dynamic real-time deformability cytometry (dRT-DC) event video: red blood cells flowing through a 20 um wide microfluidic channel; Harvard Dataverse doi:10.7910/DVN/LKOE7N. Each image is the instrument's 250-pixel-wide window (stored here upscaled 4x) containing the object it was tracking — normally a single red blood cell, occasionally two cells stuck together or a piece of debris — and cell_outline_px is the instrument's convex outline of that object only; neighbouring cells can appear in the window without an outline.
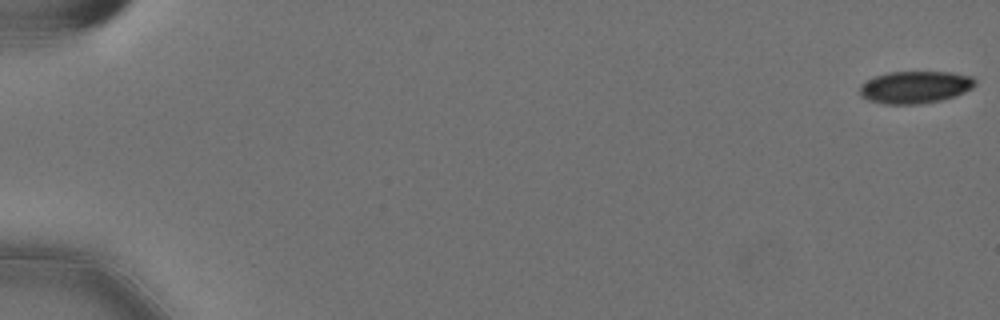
{"species": "Egyptian fruit bat (a non-hibernating species)", "species_latin": "Rousettus aegyptiacus", "temperature_condition": "cold", "stored_images_in_passage": 58, "camera_frame_rate_fps": 3000, "um_per_image_px": 0.085, "animal": {"sex": "female"}, "frame": {"image": 1, "passage_image": 1, "time_ms": 0.0, "image_size_px": [1000, 320], "cell_outline_px": [[976, 84], [972, 88], [956, 96], [940, 100], [920, 104], [884, 104], [868, 100], [860, 96], [860, 84], [876, 76], [888, 72], [948, 72], [972, 76], [976, 80]], "centroid_in_image_um": [77.79, 7.41], "position_along_channel_um": 7.2, "area_um2": 21.73}}
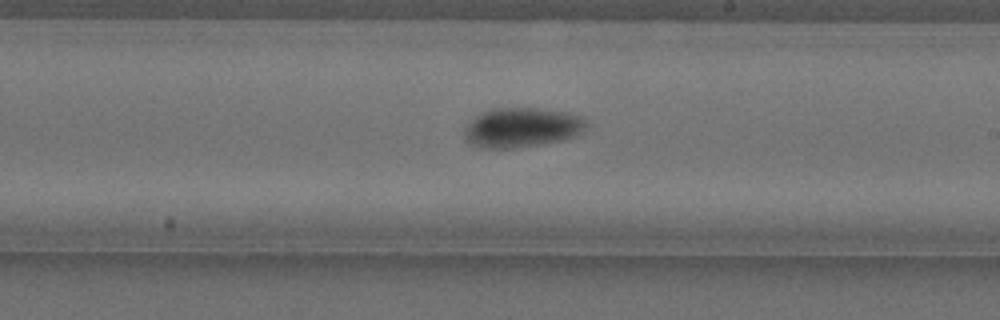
{"frame": {"image": 2, "passage_image": 35, "time_ms": 11.333, "image_size_px": [1000, 320], "cell_outline_px": [[588, 124], [580, 132], [572, 136], [560, 140], [512, 148], [484, 148], [472, 144], [464, 136], [464, 132], [468, 124], [476, 116], [492, 108], [540, 108], [564, 112], [584, 116], [588, 120]], "centroid_in_image_um": [44.37, 10.82], "position_along_channel_um": 244.6, "area_um2": 27.74}}
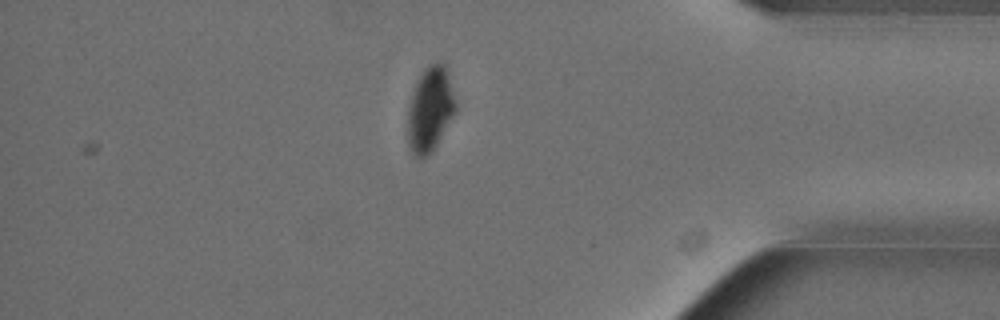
{"frame": {"image": 3, "passage_image": 50, "time_ms": 16.333, "image_size_px": [1000, 320], "cell_outline_px": [[456, 112], [432, 152], [424, 160], [412, 156], [408, 144], [408, 104], [412, 92], [424, 68], [428, 64], [440, 60], [448, 68], [456, 100]], "centroid_in_image_um": [36.57, 9.29], "position_along_channel_um": 398.6, "area_um2": 24.33}, "authors_computed_cell_mechanics": {"area_um2": 24.3338, "velocity_mm_per_s": 3.5867, "shape_relaxation_time_tau1_ms": 3.188, "shape_relaxation_time_tau2_ms": null, "deformation_change_tau1": 0.0985, "deformation_change_tau2": null}}